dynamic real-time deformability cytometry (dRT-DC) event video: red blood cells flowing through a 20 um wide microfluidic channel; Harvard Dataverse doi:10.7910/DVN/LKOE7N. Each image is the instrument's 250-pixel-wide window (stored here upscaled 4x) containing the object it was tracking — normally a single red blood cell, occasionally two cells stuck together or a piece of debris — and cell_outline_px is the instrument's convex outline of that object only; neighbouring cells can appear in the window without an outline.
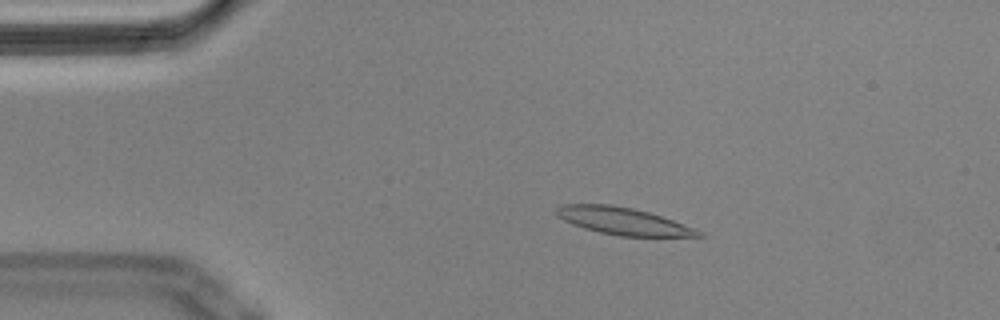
{"species": "Egyptian fruit bat (a non-hibernating species)", "species_latin": "Rousettus aegyptiacus", "temperature_condition": "cold", "stored_images_in_passage": 55, "camera_frame_rate_fps": 3000, "um_per_image_px": 0.085, "animal": {"sex": "male"}, "frame": {"image": 1, "passage_image": 10, "time_ms": 3.0, "image_size_px": [1000, 320], "cell_outline_px": [[704, 236], [620, 236], [600, 232], [584, 228], [572, 224], [564, 220], [556, 212], [556, 208], [564, 204], [612, 204], [632, 208], [648, 212], [696, 228]], "centroid_in_image_um": [52.95, 18.78], "position_along_channel_um": 32.0, "area_um2": 22.14}}
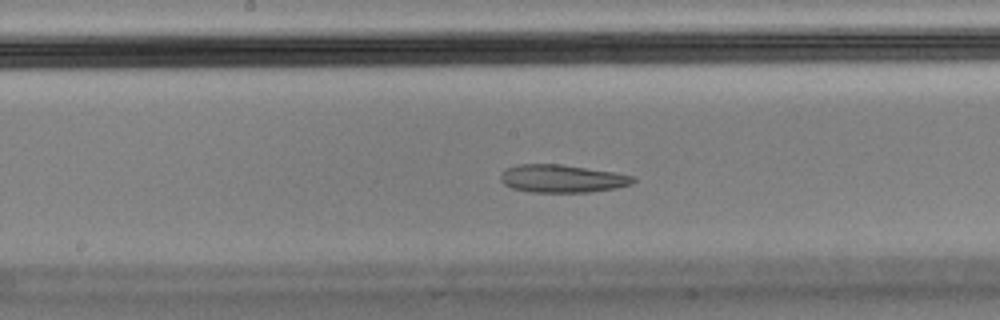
{"frame": {"image": 2, "passage_image": 28, "time_ms": 9.0, "image_size_px": [1000, 320], "cell_outline_px": [[636, 180], [632, 184], [616, 188], [588, 192], [532, 192], [512, 188], [504, 184], [500, 180], [500, 176], [508, 168], [520, 164], [560, 164], [612, 172], [636, 176]], "centroid_in_image_um": [47.81, 15.19], "position_along_channel_um": 200.4, "area_um2": 21.33}}
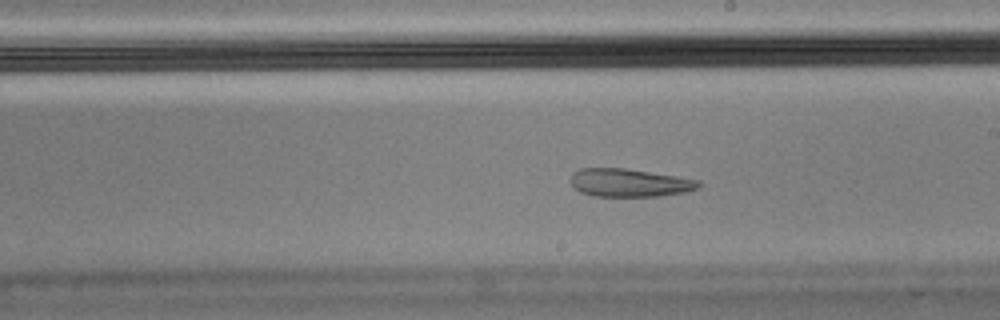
{"frame": {"image": 3, "passage_image": 31, "time_ms": 10.0, "image_size_px": [1000, 320], "cell_outline_px": [[700, 188], [684, 192], [660, 196], [592, 196], [580, 192], [568, 180], [572, 172], [580, 168], [624, 168], [676, 176], [700, 180]], "centroid_in_image_um": [53.47, 15.53], "position_along_channel_um": 235.5, "area_um2": 21.04}, "authors_computed_cell_mechanics": {"area_um2": 23.1778, "velocity_mm_per_s": 3.5301, "shape_relaxation_time_tau1_ms": null, "shape_relaxation_time_tau2_ms": 3.5174, "deformation_change_tau1": null, "deformation_change_tau2": 0.0935}}